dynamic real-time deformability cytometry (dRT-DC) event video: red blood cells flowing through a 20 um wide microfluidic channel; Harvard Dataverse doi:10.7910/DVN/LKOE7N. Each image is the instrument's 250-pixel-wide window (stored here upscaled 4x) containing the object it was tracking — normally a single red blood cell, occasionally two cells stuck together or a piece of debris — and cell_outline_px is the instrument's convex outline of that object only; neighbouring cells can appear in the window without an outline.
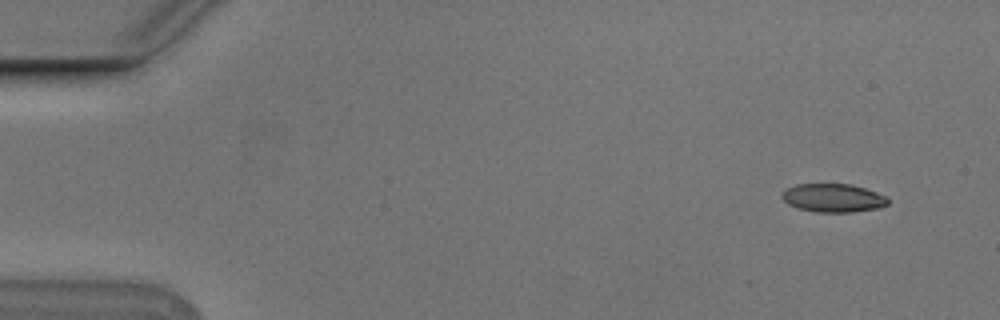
{"species": "Egyptian fruit bat (a non-hibernating species)", "species_latin": "Rousettus aegyptiacus", "temperature_condition": "cold", "stored_images_in_passage": 7, "camera_frame_rate_fps": 3000, "um_per_image_px": 0.085, "animal": {"sex": "male"}, "frame": {"image": 1, "passage_image": 4, "time_ms": 1.0, "image_size_px": [1000, 320], "cell_outline_px": [[888, 204], [880, 208], [852, 212], [816, 212], [800, 208], [788, 204], [780, 196], [788, 188], [796, 184], [852, 184], [876, 192], [884, 196], [888, 200]], "centroid_in_image_um": [70.83, 16.82], "position_along_channel_um": 14.2, "area_um2": 17.4}}